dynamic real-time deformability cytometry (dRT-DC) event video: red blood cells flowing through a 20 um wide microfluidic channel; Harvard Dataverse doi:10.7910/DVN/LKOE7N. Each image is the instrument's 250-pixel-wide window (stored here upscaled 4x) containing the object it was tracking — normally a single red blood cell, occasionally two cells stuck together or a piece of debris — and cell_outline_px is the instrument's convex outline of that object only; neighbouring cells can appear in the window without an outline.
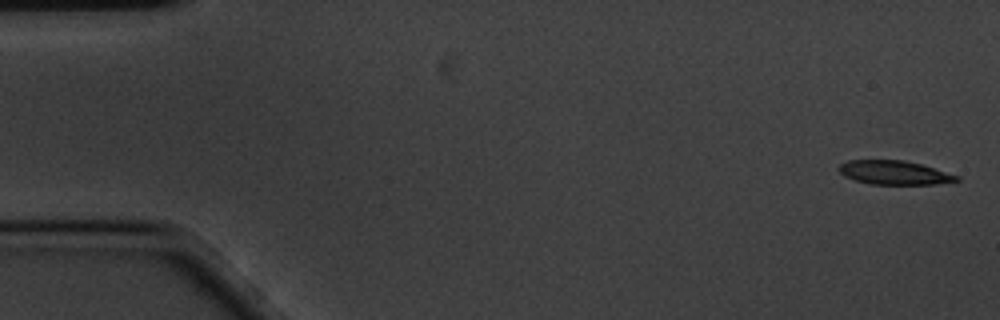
{"species": "common noctule bat (a hibernating species)", "species_latin": "Nyctalus noctula", "temperature_condition": "cold", "stored_images_in_passage": 5, "camera_frame_rate_fps": 3000, "um_per_image_px": 0.085, "animal": {"sex": "male", "body_mass_g": 20.1, "forearm_length_mm": 53.5}, "frame": {"image": 1, "passage_image": 1, "time_ms": 0.0, "image_size_px": [1000, 320], "cell_outline_px": [[960, 180], [936, 184], [872, 184], [856, 180], [844, 176], [836, 168], [840, 164], [848, 160], [904, 160], [920, 164], [960, 176]], "centroid_in_image_um": [75.99, 14.67], "position_along_channel_um": 9.0, "area_um2": 16.3}}